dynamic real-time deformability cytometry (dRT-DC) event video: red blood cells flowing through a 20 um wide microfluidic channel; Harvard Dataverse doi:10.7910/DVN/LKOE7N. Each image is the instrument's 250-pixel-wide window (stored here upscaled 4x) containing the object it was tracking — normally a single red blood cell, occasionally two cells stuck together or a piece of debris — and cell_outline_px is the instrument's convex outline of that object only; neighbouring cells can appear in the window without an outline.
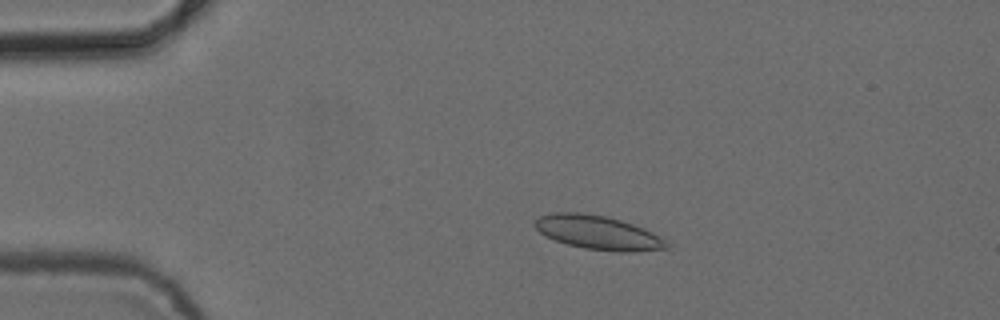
{"species": "common noctule bat (a hibernating species)", "species_latin": "Nyctalus noctula", "temperature_condition": "cold", "stored_images_in_passage": 54, "camera_frame_rate_fps": 3000, "um_per_image_px": 0.085, "animal": {"sex": "female", "body_mass_g": 24.6, "forearm_length_mm": 56.2}, "frame": {"image": 1, "passage_image": 11, "time_ms": 3.333, "image_size_px": [1000, 320], "cell_outline_px": [[668, 248], [628, 252], [620, 252], [584, 248], [568, 244], [544, 236], [532, 224], [532, 220], [540, 216], [552, 212], [580, 212], [608, 216], [644, 228], [652, 232], [664, 240], [668, 244]], "centroid_in_image_um": [50.77, 19.75], "position_along_channel_um": 34.2, "area_um2": 26.01}}
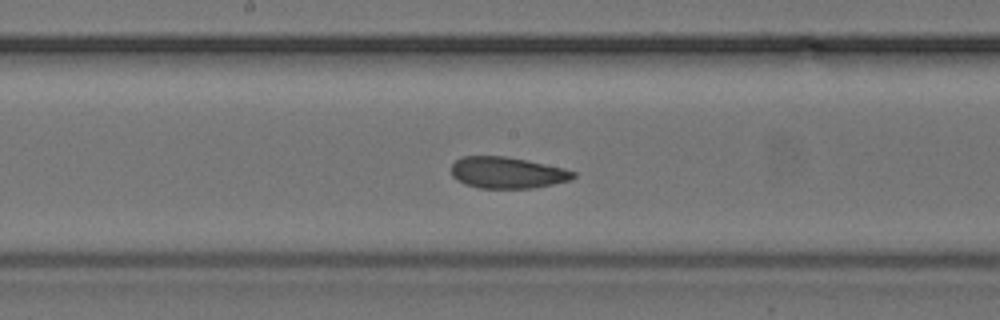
{"frame": {"image": 2, "passage_image": 28, "time_ms": 9.0, "image_size_px": [1000, 320], "cell_outline_px": [[576, 176], [572, 180], [532, 188], [480, 188], [464, 184], [456, 180], [452, 176], [452, 164], [460, 156], [504, 156], [528, 160], [564, 168], [576, 172]], "centroid_in_image_um": [43.12, 14.67], "position_along_channel_um": 205.1, "area_um2": 22.48}}
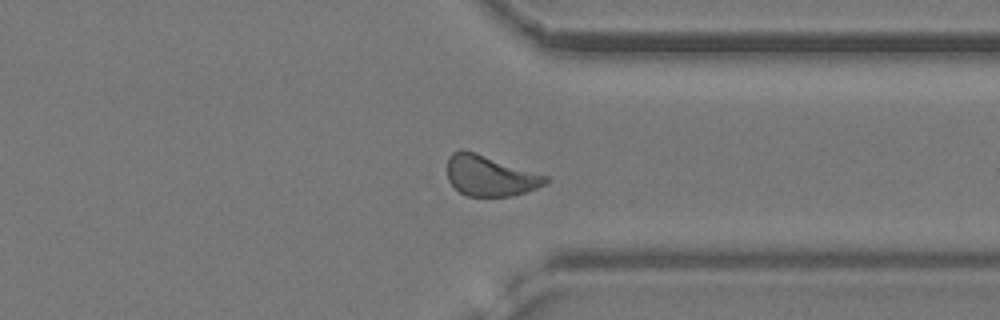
{"frame": {"image": 3, "passage_image": 41, "time_ms": 13.333, "image_size_px": [1000, 320], "cell_outline_px": [[548, 184], [512, 196], [468, 196], [460, 192], [448, 180], [448, 156], [452, 152], [460, 148], [464, 148], [548, 176]], "centroid_in_image_um": [41.64, 14.92], "position_along_channel_um": 369.8, "area_um2": 23.35}, "authors_computed_cell_mechanics": {"area_um2": 23.4668, "velocity_mm_per_s": 3.8177, "shape_relaxation_time_tau1_ms": 3.06, "shape_relaxation_time_tau2_ms": 1.3744, "deformation_change_tau1": 0.0848, "deformation_change_tau2": 0.0614}}